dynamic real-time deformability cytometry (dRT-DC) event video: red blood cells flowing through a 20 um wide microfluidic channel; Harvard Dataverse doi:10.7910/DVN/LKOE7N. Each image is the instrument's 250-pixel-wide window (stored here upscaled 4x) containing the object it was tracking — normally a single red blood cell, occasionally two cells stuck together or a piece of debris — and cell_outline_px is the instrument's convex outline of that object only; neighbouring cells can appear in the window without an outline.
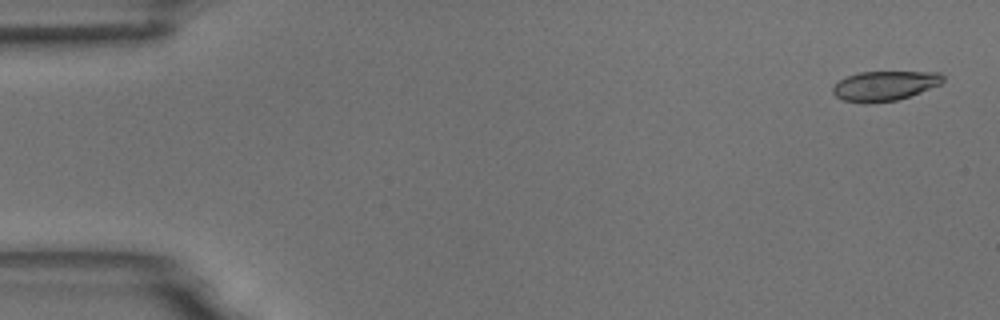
{"species": "common noctule bat (a hibernating species)", "species_latin": "Nyctalus noctula", "temperature_condition": "room temperature", "stored_images_in_passage": 5, "camera_frame_rate_fps": 3000, "um_per_image_px": 0.085, "animal": {"sex": "male", "body_mass_g": 18.8}, "frame": {"image": 1, "passage_image": 1, "time_ms": 0.0, "image_size_px": [1000, 320], "cell_outline_px": [[944, 80], [940, 84], [920, 92], [896, 100], [844, 100], [836, 96], [832, 92], [832, 88], [840, 80], [848, 76], [860, 72], [940, 72], [944, 76]], "centroid_in_image_um": [75.25, 7.24], "position_along_channel_um": 9.8, "area_um2": 18.15}}
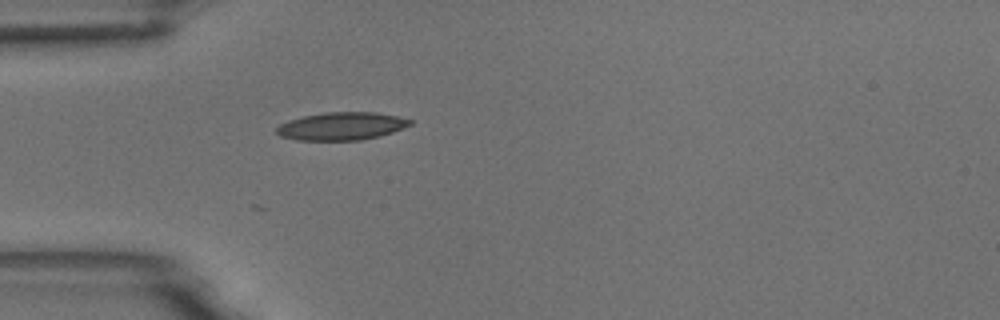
{"frame": {"image": 2, "passage_image": 5, "time_ms": 1.333, "image_size_px": [1000, 320], "cell_outline_px": [[412, 124], [392, 132], [380, 136], [360, 140], [296, 140], [280, 136], [276, 132], [276, 128], [280, 124], [288, 120], [304, 116], [324, 112], [376, 112], [396, 116], [412, 120]], "centroid_in_image_um": [29.01, 10.72], "position_along_channel_um": 56.0, "area_um2": 21.62}}